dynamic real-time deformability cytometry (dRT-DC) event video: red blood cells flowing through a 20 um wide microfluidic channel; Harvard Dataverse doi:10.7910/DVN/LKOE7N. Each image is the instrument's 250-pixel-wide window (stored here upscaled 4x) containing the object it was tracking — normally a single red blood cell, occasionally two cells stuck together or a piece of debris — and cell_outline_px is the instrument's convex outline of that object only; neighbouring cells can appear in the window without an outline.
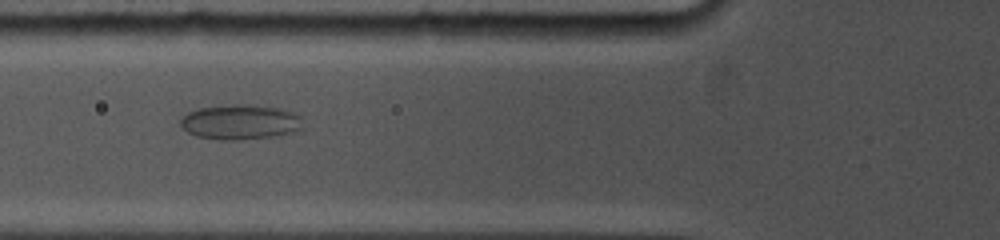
{"species": "common noctule bat (a hibernating species)", "species_latin": "Nyctalus noctula", "temperature_condition": "cold", "stored_images_in_passage": 10, "camera_frame_rate_fps": 5000, "um_per_image_px": 0.085, "animal": {"sex": "female", "body_mass_g": 19.0, "forearm_length_mm": 53.3}, "frame": {"image": 1, "passage_image": 7, "time_ms": 5.8, "image_size_px": [1000, 240], "cell_outline_px": [[304, 128], [296, 132], [272, 136], [236, 140], [224, 140], [196, 136], [188, 132], [180, 124], [180, 120], [188, 112], [200, 108], [236, 104], [244, 104], [276, 108], [300, 116]], "centroid_in_image_um": [20.42, 10.38], "position_along_channel_um": 105.4, "area_um2": 24.57}}
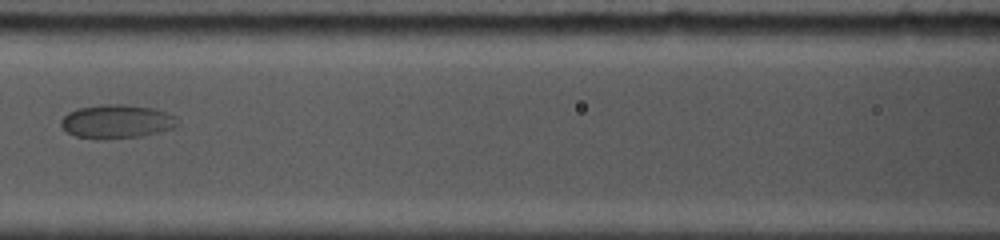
{"frame": {"image": 2, "passage_image": 9, "time_ms": 7.2, "image_size_px": [1000, 240], "cell_outline_px": [[180, 124], [176, 128], [140, 136], [104, 140], [100, 140], [76, 136], [68, 132], [60, 124], [60, 120], [68, 112], [76, 108], [104, 104], [124, 104], [152, 108], [176, 116]], "centroid_in_image_um": [9.93, 10.33], "position_along_channel_um": 156.7, "area_um2": 23.12}}
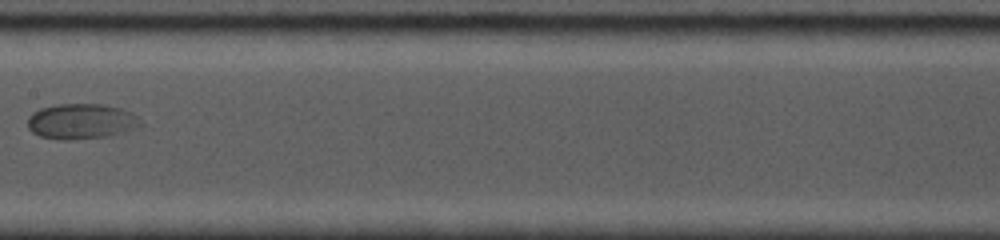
{"frame": {"image": 3, "passage_image": 10, "time_ms": 8.4, "image_size_px": [1000, 240], "cell_outline_px": [[144, 124], [136, 128], [112, 136], [68, 140], [60, 140], [40, 136], [32, 132], [28, 128], [28, 116], [32, 112], [40, 108], [56, 104], [100, 104], [120, 108], [132, 112], [140, 116]], "centroid_in_image_um": [6.94, 10.32], "position_along_channel_um": 200.5, "area_um2": 23.7}}